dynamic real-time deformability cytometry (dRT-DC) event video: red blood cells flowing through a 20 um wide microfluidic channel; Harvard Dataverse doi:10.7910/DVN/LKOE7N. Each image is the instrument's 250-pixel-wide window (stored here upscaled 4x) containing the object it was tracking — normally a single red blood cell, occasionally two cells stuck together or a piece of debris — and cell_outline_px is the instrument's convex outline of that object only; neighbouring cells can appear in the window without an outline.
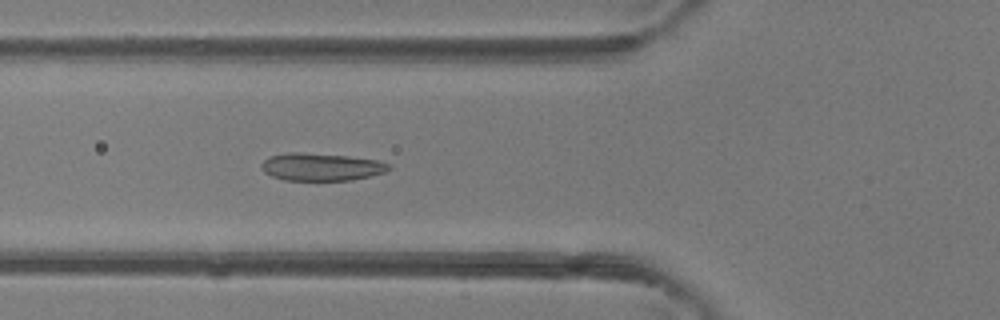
{"species": "common noctule bat (a hibernating species)", "species_latin": "Nyctalus noctula", "temperature_condition": "room temperature", "stored_images_in_passage": 46, "camera_frame_rate_fps": 3000, "um_per_image_px": 0.085, "animal": {"sex": "female"}, "frame": {"image": 1, "passage_image": 16, "time_ms": 5.0, "image_size_px": [1000, 320], "cell_outline_px": [[392, 168], [384, 172], [352, 180], [284, 180], [272, 176], [264, 172], [260, 168], [260, 164], [268, 156], [288, 152], [300, 152], [348, 156], [380, 160], [392, 164]], "centroid_in_image_um": [27.3, 14.17], "position_along_channel_um": 98.5, "area_um2": 20.69}}
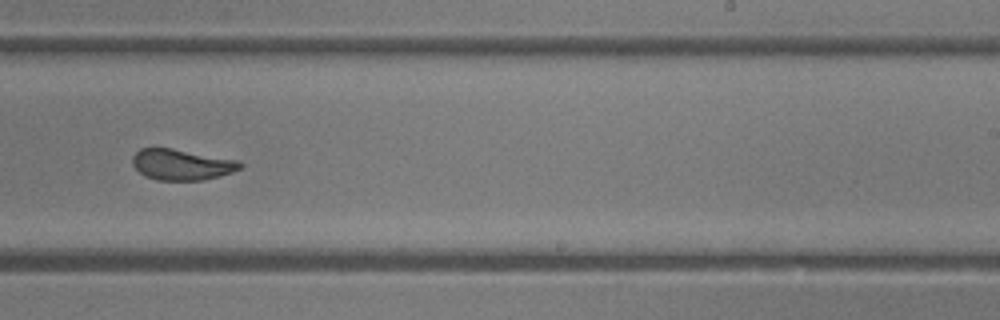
{"frame": {"image": 2, "passage_image": 28, "time_ms": 9.0, "image_size_px": [1000, 320], "cell_outline_px": [[244, 164], [240, 168], [232, 172], [220, 176], [204, 180], [156, 180], [144, 176], [132, 164], [132, 156], [140, 148], [172, 148], [240, 160]], "centroid_in_image_um": [15.45, 13.99], "position_along_channel_um": 273.5, "area_um2": 19.54}}
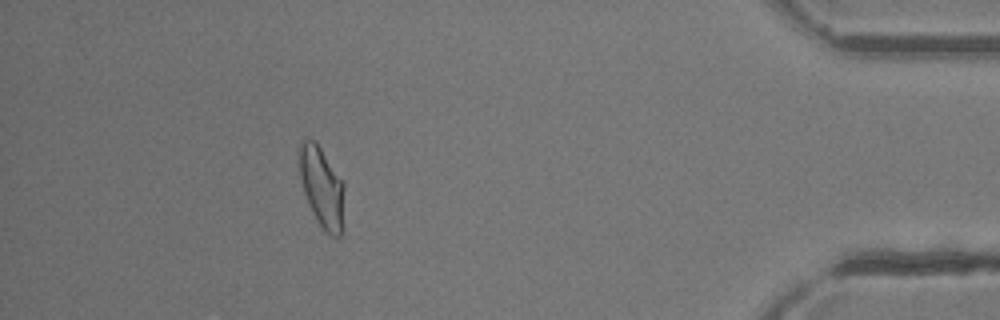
{"frame": {"image": 3, "passage_image": 41, "time_ms": 13.333, "image_size_px": [1000, 320], "cell_outline_px": [[344, 188], [340, 236], [332, 236], [324, 232], [316, 220], [304, 192], [300, 176], [300, 140], [304, 136], [316, 140], [344, 184]], "centroid_in_image_um": [27.33, 15.85], "position_along_channel_um": 407.9, "area_um2": 20.81}, "authors_computed_cell_mechanics": {"area_um2": 20.8658, "velocity_mm_per_s": 4.3669, "shape_relaxation_time_tau1_ms": 8.4266, "shape_relaxation_time_tau2_ms": 0.6948, "deformation_change_tau1": 0.232, "deformation_change_tau2": 0.0509}}